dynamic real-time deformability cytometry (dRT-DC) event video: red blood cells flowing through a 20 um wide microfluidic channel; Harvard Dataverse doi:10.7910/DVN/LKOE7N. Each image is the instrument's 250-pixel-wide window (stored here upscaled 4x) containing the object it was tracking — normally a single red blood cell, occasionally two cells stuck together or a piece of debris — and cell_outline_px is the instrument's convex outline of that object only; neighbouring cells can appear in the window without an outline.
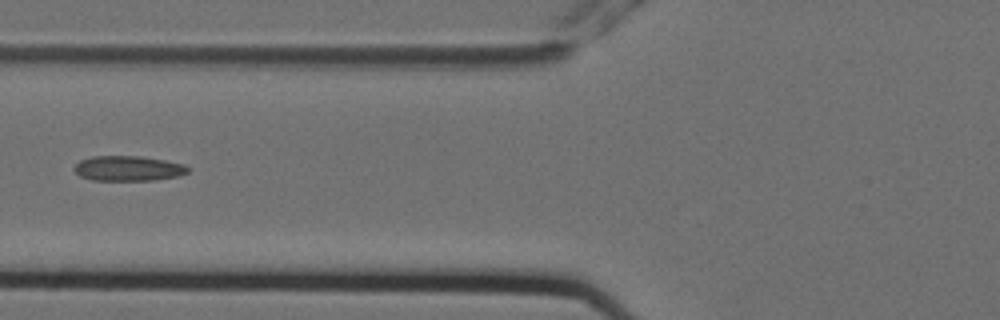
{"species": "Egyptian fruit bat (a non-hibernating species)", "species_latin": "Rousettus aegyptiacus", "temperature_condition": "cold", "stored_images_in_passage": 6, "camera_frame_rate_fps": 3000, "um_per_image_px": 0.085, "animal": {"sex": "female"}, "frame": {"image": 1, "passage_image": 4, "time_ms": 1.0, "image_size_px": [1000, 320], "cell_outline_px": [[188, 172], [176, 176], [156, 180], [92, 180], [80, 176], [72, 168], [80, 160], [92, 156], [140, 156], [164, 160], [184, 164], [188, 168]], "centroid_in_image_um": [10.86, 14.31], "position_along_channel_um": 114.9, "area_um2": 16.53}}
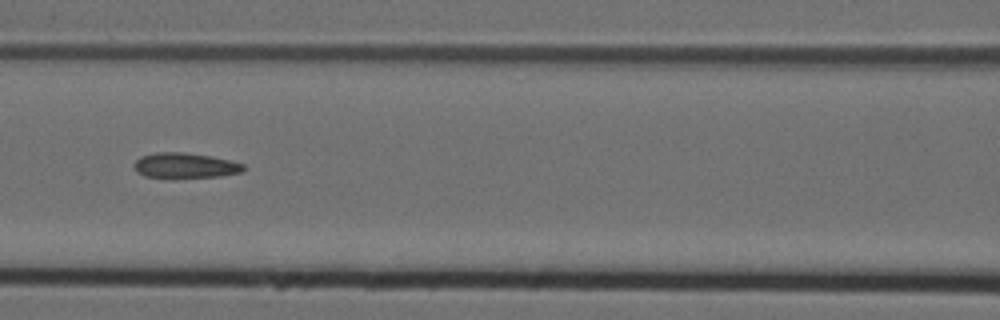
{"frame": {"image": 2, "passage_image": 5, "time_ms": 1.333, "image_size_px": [1000, 320], "cell_outline_px": [[248, 168], [244, 172], [220, 176], [168, 180], [164, 180], [144, 176], [136, 172], [132, 168], [132, 164], [140, 156], [156, 152], [184, 152], [212, 156], [244, 164]], "centroid_in_image_um": [15.69, 14.11], "position_along_channel_um": 150.9, "area_um2": 17.11}}
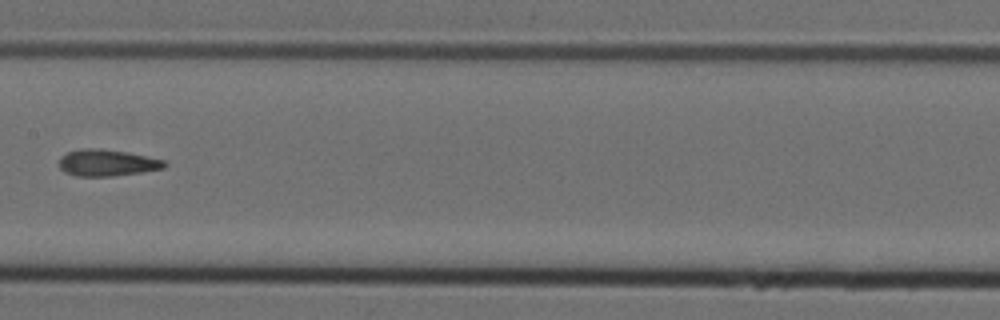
{"frame": {"image": 3, "passage_image": 6, "time_ms": 1.667, "image_size_px": [1000, 320], "cell_outline_px": [[168, 164], [164, 168], [140, 172], [112, 176], [76, 176], [64, 172], [60, 168], [60, 156], [68, 152], [80, 148], [100, 148], [128, 152], [164, 160]], "centroid_in_image_um": [9.08, 13.83], "position_along_channel_um": 198.3, "area_um2": 16.36}}